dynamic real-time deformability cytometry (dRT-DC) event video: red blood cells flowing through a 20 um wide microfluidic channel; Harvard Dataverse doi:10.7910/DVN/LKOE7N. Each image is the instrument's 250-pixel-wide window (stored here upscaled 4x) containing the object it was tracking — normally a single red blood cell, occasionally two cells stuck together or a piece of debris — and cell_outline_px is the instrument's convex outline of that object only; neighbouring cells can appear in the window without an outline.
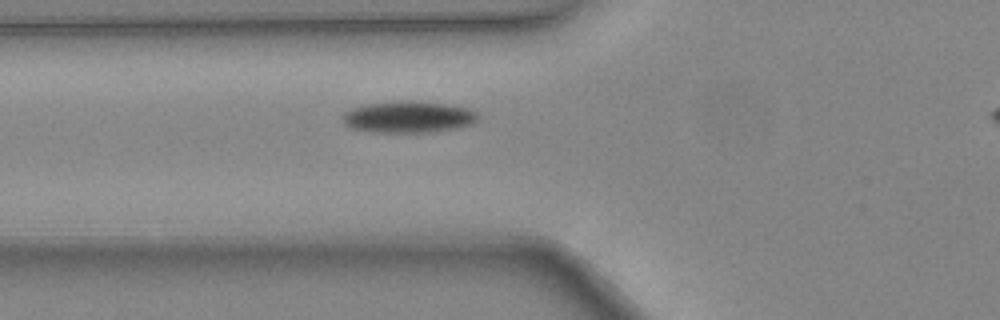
{"species": "common noctule bat (a hibernating species)", "species_latin": "Nyctalus noctula", "temperature_condition": "warm", "stored_images_in_passage": 38, "camera_frame_rate_fps": 3000, "um_per_image_px": 0.085, "animal": {"sex": "female", "body_mass_g": 24.6, "forearm_length_mm": 56.2}, "frame": {"image": 1, "passage_image": 12, "time_ms": 3.667, "image_size_px": [1000, 320], "cell_outline_px": [[476, 120], [472, 124], [456, 128], [428, 132], [372, 132], [348, 128], [340, 120], [344, 112], [352, 108], [364, 104], [400, 100], [412, 100], [448, 104], [468, 108], [476, 112]], "centroid_in_image_um": [34.63, 9.93], "position_along_channel_um": 91.2, "area_um2": 25.2}}
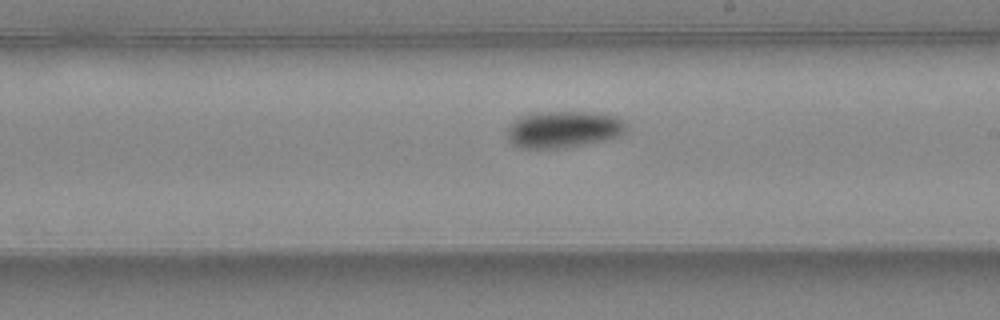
{"frame": {"image": 2, "passage_image": 22, "time_ms": 7.0, "image_size_px": [1000, 320], "cell_outline_px": [[628, 124], [624, 132], [620, 136], [608, 140], [560, 148], [520, 148], [512, 144], [508, 140], [508, 128], [512, 120], [528, 112], [592, 112], [616, 116], [624, 120]], "centroid_in_image_um": [47.89, 10.98], "position_along_channel_um": 241.1, "area_um2": 25.89}}
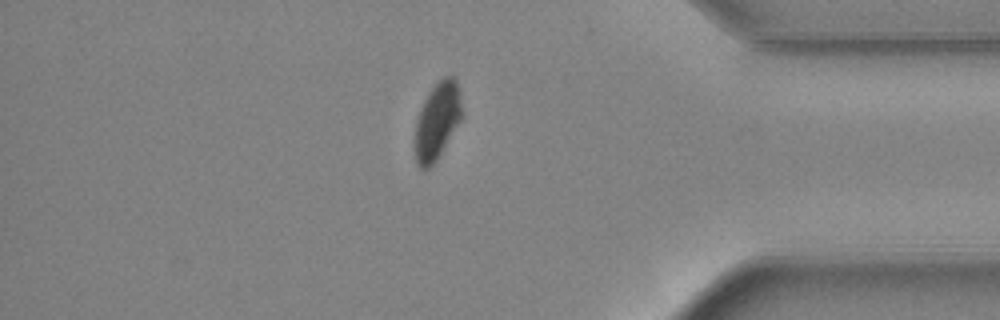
{"frame": {"image": 3, "passage_image": 34, "time_ms": 11.0, "image_size_px": [1000, 320], "cell_outline_px": [[464, 116], [440, 156], [428, 168], [420, 168], [416, 164], [416, 120], [420, 108], [428, 92], [444, 76], [452, 76], [456, 80]], "centroid_in_image_um": [37.19, 10.28], "position_along_channel_um": 398.0, "area_um2": 21.04}}